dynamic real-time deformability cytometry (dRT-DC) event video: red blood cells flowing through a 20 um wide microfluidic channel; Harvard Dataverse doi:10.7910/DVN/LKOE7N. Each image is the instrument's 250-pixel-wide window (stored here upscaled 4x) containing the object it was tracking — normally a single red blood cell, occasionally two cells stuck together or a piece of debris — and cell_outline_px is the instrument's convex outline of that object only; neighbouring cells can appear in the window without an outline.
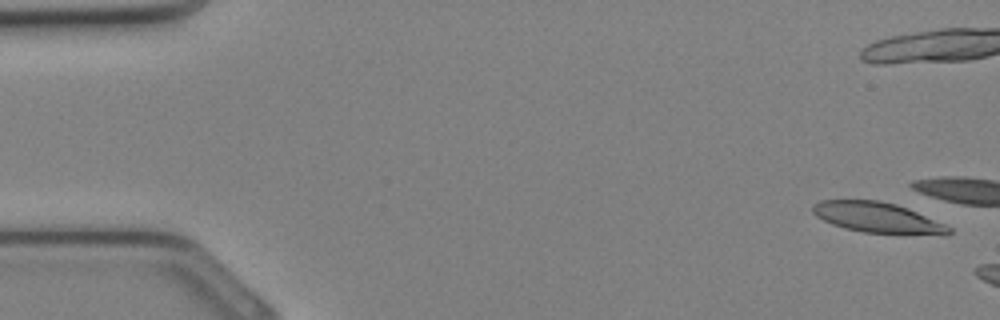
{"species": "Egyptian fruit bat (a non-hibernating species)", "species_latin": "Rousettus aegyptiacus", "temperature_condition": "cold", "stored_images_in_passage": 5, "camera_frame_rate_fps": 3000, "um_per_image_px": 0.085, "animal": {"sex": "female"}, "frame": {"image": 1, "passage_image": 1, "time_ms": 0.0, "image_size_px": [1000, 320], "cell_outline_px": [[952, 232], [944, 236], [904, 236], [864, 232], [844, 228], [832, 224], [816, 216], [812, 212], [812, 204], [820, 200], [880, 200], [896, 204], [908, 208], [944, 224], [952, 228]], "centroid_in_image_um": [74.67, 18.54], "position_along_channel_um": 10.3, "area_um2": 24.97}}